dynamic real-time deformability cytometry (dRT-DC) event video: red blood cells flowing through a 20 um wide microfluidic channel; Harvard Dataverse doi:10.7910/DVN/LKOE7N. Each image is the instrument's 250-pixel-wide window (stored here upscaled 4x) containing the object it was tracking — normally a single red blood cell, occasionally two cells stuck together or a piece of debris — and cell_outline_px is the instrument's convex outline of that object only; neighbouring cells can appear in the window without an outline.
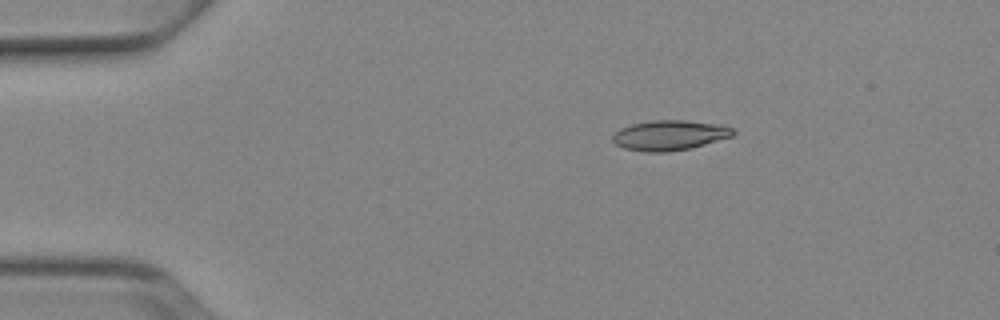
{"species": "Egyptian fruit bat (a non-hibernating species)", "species_latin": "Rousettus aegyptiacus", "temperature_condition": "cold", "stored_images_in_passage": 44, "camera_frame_rate_fps": 3000, "um_per_image_px": 0.085, "animal": {"sex": "female"}, "frame": {"image": 1, "passage_image": 1, "time_ms": 0.0, "image_size_px": [1000, 320], "cell_outline_px": [[736, 132], [732, 136], [692, 148], [668, 152], [644, 152], [624, 148], [616, 144], [612, 140], [612, 136], [620, 128], [632, 124], [652, 120], [684, 120], [724, 124], [732, 128]], "centroid_in_image_um": [56.94, 11.49], "position_along_channel_um": 28.1, "area_um2": 21.27}}
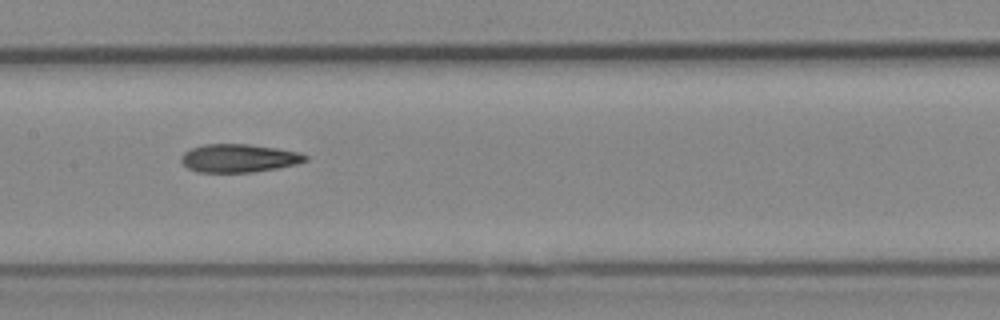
{"frame": {"image": 2, "passage_image": 18, "time_ms": 5.667, "image_size_px": [1000, 320], "cell_outline_px": [[308, 160], [296, 164], [276, 168], [252, 172], [196, 172], [188, 168], [180, 160], [180, 156], [184, 152], [192, 148], [204, 144], [248, 144], [276, 148], [300, 152], [308, 156]], "centroid_in_image_um": [20.29, 13.44], "position_along_channel_um": 187.1, "area_um2": 20.4}}
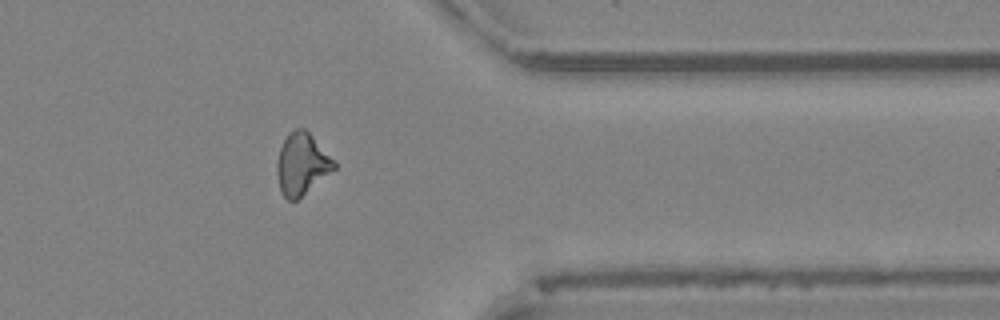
{"frame": {"image": 3, "passage_image": 34, "time_ms": 11.0, "image_size_px": [1000, 320], "cell_outline_px": [[336, 168], [296, 200], [288, 200], [280, 192], [276, 172], [276, 164], [280, 148], [288, 132], [296, 128], [304, 128], [336, 160]], "centroid_in_image_um": [25.65, 13.93], "position_along_channel_um": 385.8, "area_um2": 20.52}, "authors_computed_cell_mechanics": {"area_um2": 20.6057, "velocity_mm_per_s": 3.9367, "shape_relaxation_time_tau1_ms": null, "shape_relaxation_time_tau2_ms": 5.0203, "deformation_change_tau1": null, "deformation_change_tau2": 0.1371}}